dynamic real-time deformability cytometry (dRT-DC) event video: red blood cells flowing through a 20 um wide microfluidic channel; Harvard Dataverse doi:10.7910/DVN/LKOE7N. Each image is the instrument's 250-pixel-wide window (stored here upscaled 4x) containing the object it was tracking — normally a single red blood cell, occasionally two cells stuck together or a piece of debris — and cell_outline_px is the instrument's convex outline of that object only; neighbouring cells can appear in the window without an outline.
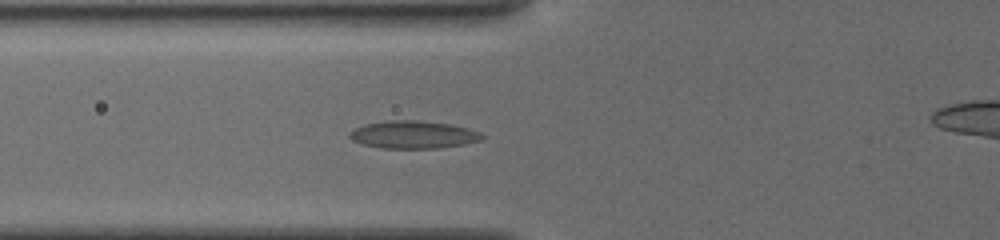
{"species": "common noctule bat (a hibernating species)", "species_latin": "Nyctalus noctula", "temperature_condition": "cold", "stored_images_in_passage": 20, "camera_frame_rate_fps": 3000, "um_per_image_px": 0.085, "animal": {"sex": "female", "body_mass_g": 19.5, "forearm_length_mm": 54.1}, "frame": {"image": 1, "passage_image": 15, "time_ms": 5.667, "image_size_px": [1000, 240], "cell_outline_px": [[484, 140], [464, 144], [436, 148], [380, 148], [364, 144], [352, 140], [348, 136], [348, 132], [364, 124], [384, 120], [420, 120], [452, 124], [468, 128], [480, 132], [484, 136]], "centroid_in_image_um": [35.14, 11.43], "position_along_channel_um": 90.7, "area_um2": 21.56}}
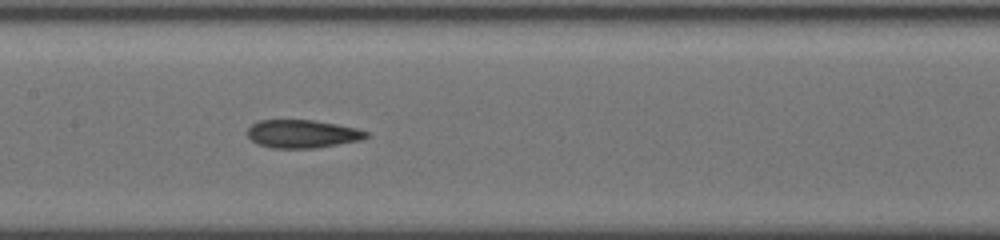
{"frame": {"image": 2, "passage_image": 20, "time_ms": 8.0, "image_size_px": [1000, 240], "cell_outline_px": [[368, 136], [360, 140], [316, 148], [272, 148], [256, 144], [248, 136], [248, 128], [252, 124], [260, 120], [312, 120], [336, 124], [356, 128], [368, 132]], "centroid_in_image_um": [25.68, 11.38], "position_along_channel_um": 181.7, "area_um2": 19.36}}